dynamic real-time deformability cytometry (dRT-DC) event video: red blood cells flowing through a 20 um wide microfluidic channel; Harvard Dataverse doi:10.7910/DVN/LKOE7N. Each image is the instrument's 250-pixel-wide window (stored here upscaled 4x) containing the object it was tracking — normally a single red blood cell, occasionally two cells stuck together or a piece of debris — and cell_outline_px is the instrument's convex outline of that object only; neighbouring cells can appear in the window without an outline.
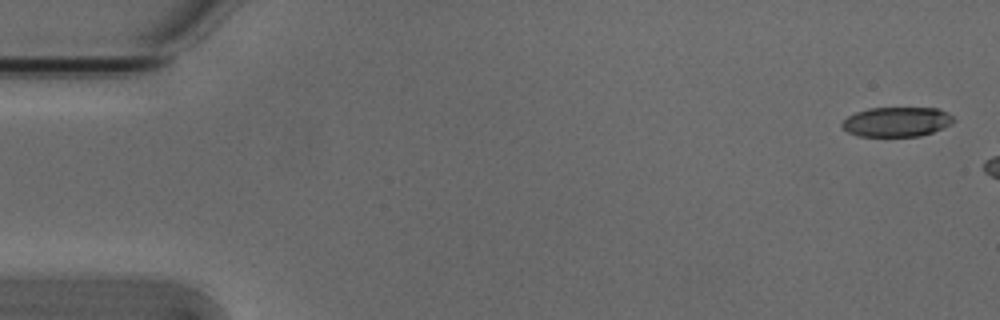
{"species": "Egyptian fruit bat (a non-hibernating species)", "species_latin": "Rousettus aegyptiacus", "temperature_condition": "cold", "stored_images_in_passage": 3, "camera_frame_rate_fps": 3000, "um_per_image_px": 0.085, "animal": {"sex": "male"}, "frame": {"image": 1, "passage_image": 1, "time_ms": 0.0, "image_size_px": [1000, 320], "cell_outline_px": [[956, 120], [932, 132], [920, 136], [860, 136], [848, 132], [840, 124], [848, 116], [856, 112], [868, 108], [940, 108], [948, 112]], "centroid_in_image_um": [76.21, 10.34], "position_along_channel_um": 8.8, "area_um2": 19.13}}